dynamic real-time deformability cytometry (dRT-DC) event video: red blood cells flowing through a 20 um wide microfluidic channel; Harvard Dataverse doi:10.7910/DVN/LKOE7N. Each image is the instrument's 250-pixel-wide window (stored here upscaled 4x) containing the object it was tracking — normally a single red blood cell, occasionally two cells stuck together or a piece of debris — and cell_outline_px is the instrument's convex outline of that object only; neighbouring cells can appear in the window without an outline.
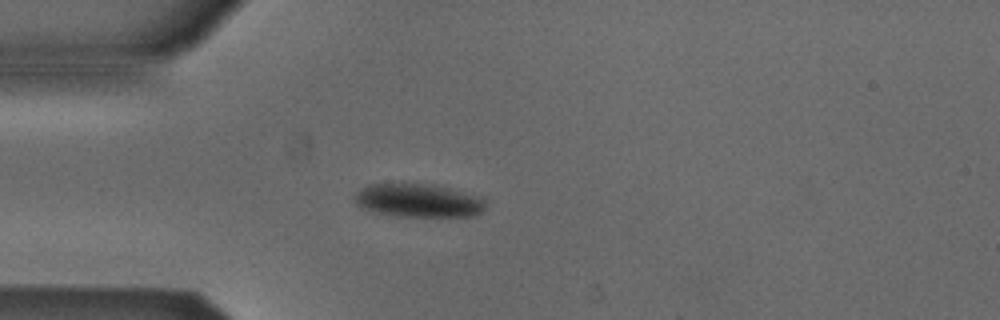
{"species": "Egyptian fruit bat (a non-hibernating species)", "species_latin": "Rousettus aegyptiacus", "temperature_condition": "cold", "stored_images_in_passage": 40, "camera_frame_rate_fps": 3000, "um_per_image_px": 0.085, "animal": {"sex": "male"}, "frame": {"image": 1, "passage_image": 1, "time_ms": 0.0, "image_size_px": [1000, 320], "cell_outline_px": [[484, 208], [480, 212], [472, 216], [396, 216], [376, 212], [360, 208], [356, 204], [352, 196], [360, 188], [368, 184], [420, 184], [440, 188], [472, 196], [484, 200]], "centroid_in_image_um": [35.38, 17.07], "position_along_channel_um": 49.6, "area_um2": 24.57}}
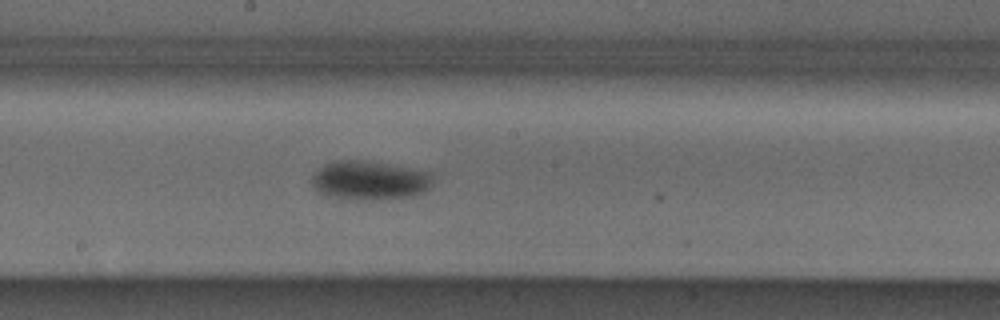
{"frame": {"image": 2, "passage_image": 15, "time_ms": 4.667, "image_size_px": [1000, 320], "cell_outline_px": [[432, 184], [424, 192], [412, 196], [364, 200], [356, 200], [328, 196], [312, 188], [312, 176], [324, 164], [336, 160], [368, 160], [428, 172], [432, 180]], "centroid_in_image_um": [31.37, 15.33], "position_along_channel_um": 216.8, "area_um2": 27.34}}
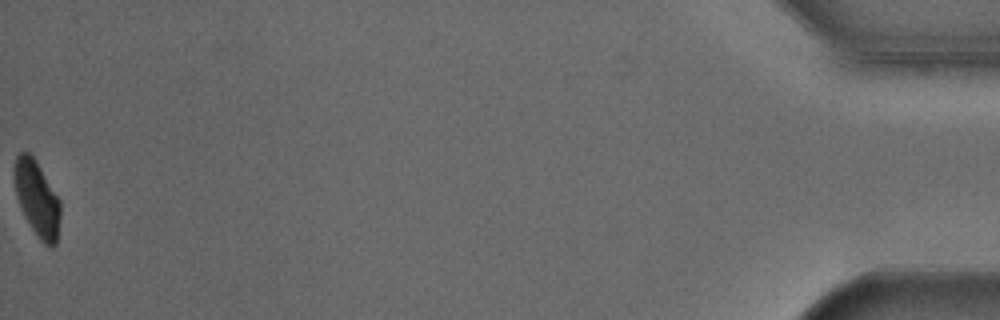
{"frame": {"image": 3, "passage_image": 40, "time_ms": 13.0, "image_size_px": [1000, 320], "cell_outline_px": [[60, 216], [56, 244], [52, 248], [44, 244], [36, 236], [24, 216], [16, 196], [16, 156], [20, 152], [28, 152], [36, 160], [60, 200]], "centroid_in_image_um": [3.18, 16.94], "position_along_channel_um": 432.0, "area_um2": 19.88}, "authors_computed_cell_mechanics": {"area_um2": 25.7499, "velocity_mm_per_s": 3.8408, "shape_relaxation_time_tau1_ms": 2.4808, "shape_relaxation_time_tau2_ms": null, "deformation_change_tau1": 0.084, "deformation_change_tau2": null}}